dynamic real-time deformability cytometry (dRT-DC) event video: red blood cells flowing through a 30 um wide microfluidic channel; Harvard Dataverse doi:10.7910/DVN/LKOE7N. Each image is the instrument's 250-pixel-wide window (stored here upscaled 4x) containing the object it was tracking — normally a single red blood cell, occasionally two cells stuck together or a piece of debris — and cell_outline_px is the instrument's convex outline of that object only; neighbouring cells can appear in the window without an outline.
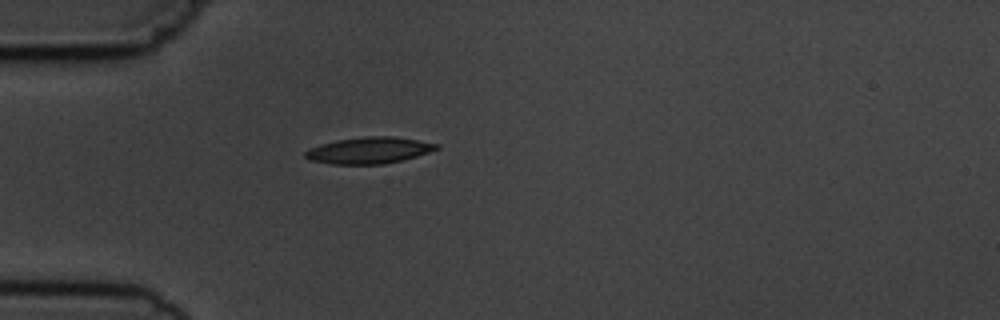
{"species": "common noctule bat (a hibernating species)", "species_latin": "Nyctalus noctula", "temperature_condition": "cold", "stored_images_in_passage": 1, "camera_frame_rate_fps": 3000, "um_per_image_px": 0.085, "animal": {"sex": "male", "body_mass_g": 19.5, "forearm_length_mm": 54.6}, "frame": {"image": 1, "passage_image": 1, "time_ms": 0.0, "image_size_px": [1000, 320], "cell_outline_px": [[440, 148], [416, 156], [384, 164], [332, 164], [308, 160], [304, 156], [304, 152], [308, 148], [320, 144], [340, 140], [364, 136], [392, 136], [440, 144]], "centroid_in_image_um": [31.33, 12.78], "position_along_channel_um": 53.7, "area_um2": 20.11}}